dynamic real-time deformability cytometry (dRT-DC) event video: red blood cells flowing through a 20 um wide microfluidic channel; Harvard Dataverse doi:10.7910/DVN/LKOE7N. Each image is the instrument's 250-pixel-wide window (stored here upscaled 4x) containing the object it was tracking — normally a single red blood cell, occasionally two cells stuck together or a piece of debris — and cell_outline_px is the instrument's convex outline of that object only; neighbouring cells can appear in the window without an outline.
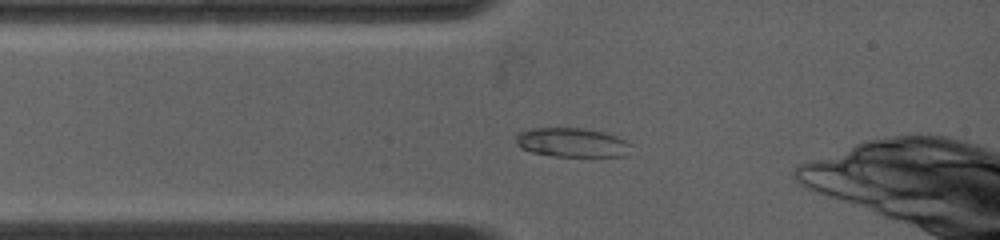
{"species": "common noctule bat (a hibernating species)", "species_latin": "Nyctalus noctula", "temperature_condition": "warm", "stored_images_in_passage": 14, "camera_frame_rate_fps": 4500, "um_per_image_px": 0.085, "animal": {"sex": "female", "body_mass_g": 19.0, "forearm_length_mm": 53.3}, "frame": {"image": 1, "passage_image": 9, "time_ms": 1.556, "image_size_px": [1000, 240], "cell_outline_px": [[632, 144], [624, 156], [552, 156], [532, 152], [520, 148], [516, 144], [516, 132], [532, 128], [580, 128], [604, 132], [628, 140]], "centroid_in_image_um": [48.59, 12.11], "position_along_channel_um": 36.4, "area_um2": 19.65}}